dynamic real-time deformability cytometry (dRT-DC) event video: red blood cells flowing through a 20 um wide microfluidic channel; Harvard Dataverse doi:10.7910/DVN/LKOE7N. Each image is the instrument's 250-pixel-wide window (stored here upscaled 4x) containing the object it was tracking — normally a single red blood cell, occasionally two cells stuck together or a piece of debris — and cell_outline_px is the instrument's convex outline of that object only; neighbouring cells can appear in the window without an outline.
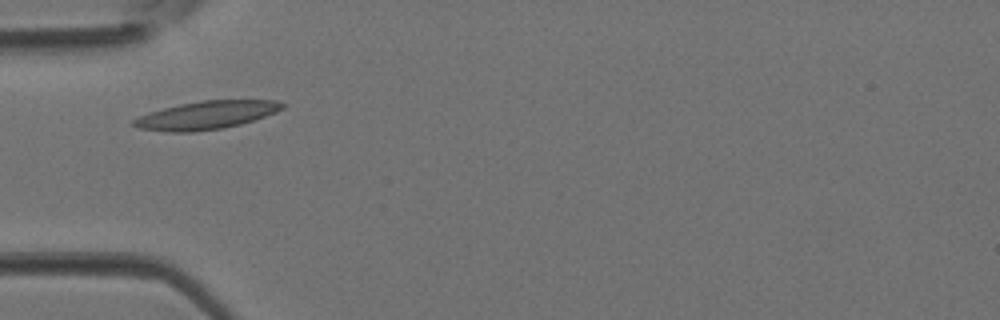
{"species": "Egyptian fruit bat (a non-hibernating species)", "species_latin": "Rousettus aegyptiacus", "temperature_condition": "room temperature", "stored_images_in_passage": 2, "camera_frame_rate_fps": 3000, "um_per_image_px": 0.085, "animal": {"sex": "female"}, "frame": {"image": 1, "passage_image": 2, "time_ms": 0.333, "image_size_px": [1000, 320], "cell_outline_px": [[288, 104], [284, 108], [276, 112], [240, 124], [224, 128], [192, 132], [168, 132], [140, 128], [132, 124], [132, 120], [148, 112], [180, 104], [204, 100], [276, 100]], "centroid_in_image_um": [17.56, 9.78], "position_along_channel_um": 67.4, "area_um2": 24.28}}